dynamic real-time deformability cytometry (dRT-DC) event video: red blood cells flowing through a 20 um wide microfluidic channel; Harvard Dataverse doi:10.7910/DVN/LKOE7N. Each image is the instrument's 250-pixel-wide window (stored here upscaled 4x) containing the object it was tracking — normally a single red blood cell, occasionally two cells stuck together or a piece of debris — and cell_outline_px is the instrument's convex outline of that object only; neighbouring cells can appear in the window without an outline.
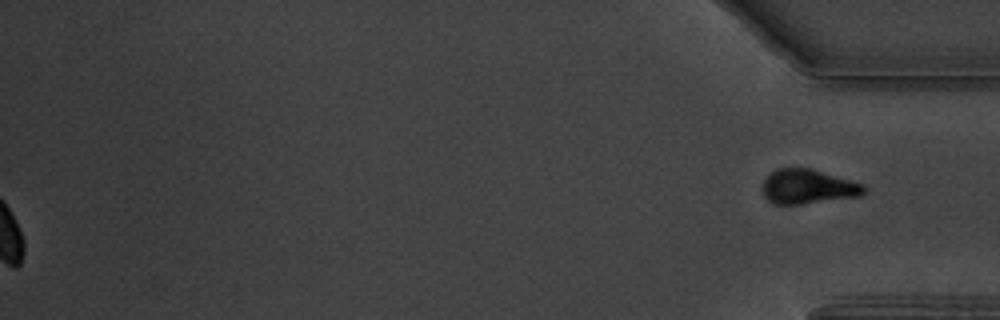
{"species": "common noctule bat (a hibernating species)", "species_latin": "Nyctalus noctula", "temperature_condition": "warm", "stored_images_in_passage": 50, "segment_of_instrument_passage": [2, 2], "camera_frame_rate_fps": 3000, "um_per_image_px": 0.085, "animal": {"sex": "male", "body_mass_g": 19.5, "forearm_length_mm": 54.6}, "frame": {"image": 1, "passage_image": 50, "time_ms": 16.333, "image_size_px": [1000, 320], "cell_outline_px": [[864, 192], [860, 196], [800, 204], [772, 204], [764, 196], [764, 180], [768, 172], [776, 168], [812, 168], [864, 184]], "centroid_in_image_um": [68.65, 15.85], "position_along_channel_um": 366.6, "area_um2": 20.4}}